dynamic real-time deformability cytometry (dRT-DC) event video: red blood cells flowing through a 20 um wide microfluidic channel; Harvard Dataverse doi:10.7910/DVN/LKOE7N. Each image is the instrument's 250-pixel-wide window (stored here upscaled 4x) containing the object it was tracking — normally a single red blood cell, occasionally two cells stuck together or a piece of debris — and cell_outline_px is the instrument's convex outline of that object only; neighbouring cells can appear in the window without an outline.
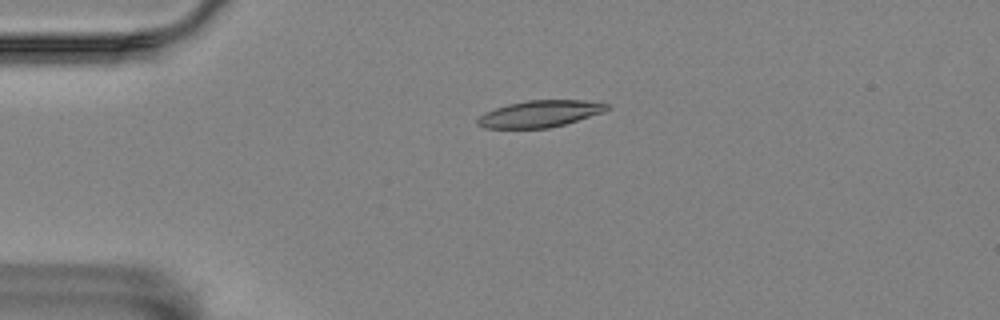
{"species": "Egyptian fruit bat (a non-hibernating species)", "species_latin": "Rousettus aegyptiacus", "temperature_condition": "room temperature", "stored_images_in_passage": 4, "camera_frame_rate_fps": 3000, "um_per_image_px": 0.085, "animal": {"sex": "female"}, "frame": {"image": 1, "passage_image": 4, "time_ms": 3.667, "image_size_px": [1000, 320], "cell_outline_px": [[608, 108], [604, 112], [564, 124], [548, 128], [484, 128], [476, 124], [476, 120], [484, 112], [508, 104], [528, 100], [584, 100], [608, 104]], "centroid_in_image_um": [45.85, 9.67], "position_along_channel_um": 39.1, "area_um2": 20.0}}